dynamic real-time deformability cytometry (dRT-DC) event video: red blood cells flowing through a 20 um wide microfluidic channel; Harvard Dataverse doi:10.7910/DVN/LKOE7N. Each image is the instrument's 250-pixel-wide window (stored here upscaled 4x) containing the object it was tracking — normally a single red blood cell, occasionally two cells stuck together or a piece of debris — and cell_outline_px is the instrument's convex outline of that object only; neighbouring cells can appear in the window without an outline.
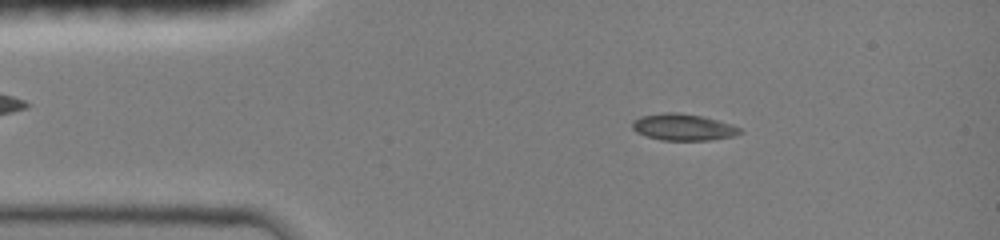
{"species": "common noctule bat (a hibernating species)", "species_latin": "Nyctalus noctula", "temperature_condition": "room temperature", "stored_images_in_passage": 9, "camera_frame_rate_fps": 3000, "um_per_image_px": 0.085, "animal": {"sex": "female", "body_mass_g": 19.0, "forearm_length_mm": 51.5}, "frame": {"image": 1, "passage_image": 3, "time_ms": 1.0, "image_size_px": [1000, 240], "cell_outline_px": [[740, 132], [732, 136], [708, 140], [660, 140], [636, 132], [632, 128], [632, 120], [640, 116], [664, 112], [680, 112], [700, 116], [732, 124], [740, 128]], "centroid_in_image_um": [58.01, 10.8], "position_along_channel_um": 27.0, "area_um2": 16.53}}
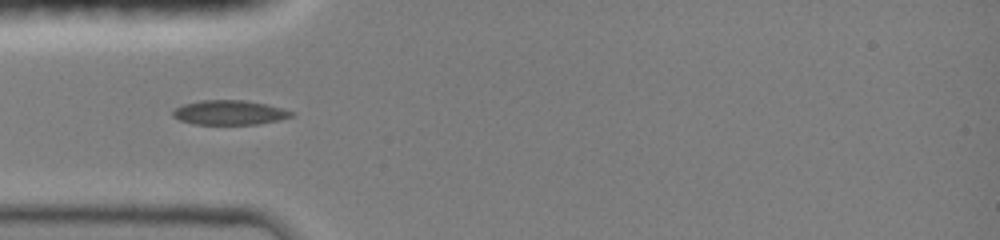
{"frame": {"image": 2, "passage_image": 7, "time_ms": 3.0, "image_size_px": [1000, 240], "cell_outline_px": [[296, 112], [292, 116], [276, 120], [256, 124], [192, 124], [180, 120], [172, 116], [172, 112], [176, 108], [184, 104], [200, 100], [244, 100], [264, 104]], "centroid_in_image_um": [19.46, 9.56], "position_along_channel_um": 65.5, "area_um2": 16.7}}